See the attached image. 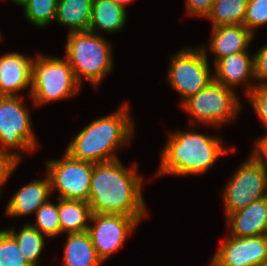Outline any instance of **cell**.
Listing matches in <instances>:
<instances>
[{"instance_id": "obj_1", "label": "cell", "mask_w": 267, "mask_h": 266, "mask_svg": "<svg viewBox=\"0 0 267 266\" xmlns=\"http://www.w3.org/2000/svg\"><path fill=\"white\" fill-rule=\"evenodd\" d=\"M136 165L129 169L119 159L94 164L88 200L92 213L123 214L142 221L148 212Z\"/></svg>"}, {"instance_id": "obj_2", "label": "cell", "mask_w": 267, "mask_h": 266, "mask_svg": "<svg viewBox=\"0 0 267 266\" xmlns=\"http://www.w3.org/2000/svg\"><path fill=\"white\" fill-rule=\"evenodd\" d=\"M121 107L85 126L64 152L73 159L93 164L119 159L115 151L129 144L134 131L127 103Z\"/></svg>"}, {"instance_id": "obj_3", "label": "cell", "mask_w": 267, "mask_h": 266, "mask_svg": "<svg viewBox=\"0 0 267 266\" xmlns=\"http://www.w3.org/2000/svg\"><path fill=\"white\" fill-rule=\"evenodd\" d=\"M222 139L192 131L170 133L161 152L158 176L204 174L228 149Z\"/></svg>"}, {"instance_id": "obj_4", "label": "cell", "mask_w": 267, "mask_h": 266, "mask_svg": "<svg viewBox=\"0 0 267 266\" xmlns=\"http://www.w3.org/2000/svg\"><path fill=\"white\" fill-rule=\"evenodd\" d=\"M111 46L108 40L98 33L68 32L65 57L80 85L82 79L86 78L97 87L111 72L113 66Z\"/></svg>"}, {"instance_id": "obj_5", "label": "cell", "mask_w": 267, "mask_h": 266, "mask_svg": "<svg viewBox=\"0 0 267 266\" xmlns=\"http://www.w3.org/2000/svg\"><path fill=\"white\" fill-rule=\"evenodd\" d=\"M80 86L66 58L41 54L33 58L29 98L35 106L67 99L77 94Z\"/></svg>"}, {"instance_id": "obj_6", "label": "cell", "mask_w": 267, "mask_h": 266, "mask_svg": "<svg viewBox=\"0 0 267 266\" xmlns=\"http://www.w3.org/2000/svg\"><path fill=\"white\" fill-rule=\"evenodd\" d=\"M238 100L234 90L213 80L181 103V107L191 116V125L205 123L219 127L237 118L241 108Z\"/></svg>"}, {"instance_id": "obj_7", "label": "cell", "mask_w": 267, "mask_h": 266, "mask_svg": "<svg viewBox=\"0 0 267 266\" xmlns=\"http://www.w3.org/2000/svg\"><path fill=\"white\" fill-rule=\"evenodd\" d=\"M29 113L19 96H0V151L10 155L18 164L22 160L18 150L37 148Z\"/></svg>"}, {"instance_id": "obj_8", "label": "cell", "mask_w": 267, "mask_h": 266, "mask_svg": "<svg viewBox=\"0 0 267 266\" xmlns=\"http://www.w3.org/2000/svg\"><path fill=\"white\" fill-rule=\"evenodd\" d=\"M227 183L222 193L225 217L267 197V167L253 152Z\"/></svg>"}, {"instance_id": "obj_9", "label": "cell", "mask_w": 267, "mask_h": 266, "mask_svg": "<svg viewBox=\"0 0 267 266\" xmlns=\"http://www.w3.org/2000/svg\"><path fill=\"white\" fill-rule=\"evenodd\" d=\"M206 52L205 45L195 49L184 48L170 60L167 80L183 98L182 103L214 80Z\"/></svg>"}, {"instance_id": "obj_10", "label": "cell", "mask_w": 267, "mask_h": 266, "mask_svg": "<svg viewBox=\"0 0 267 266\" xmlns=\"http://www.w3.org/2000/svg\"><path fill=\"white\" fill-rule=\"evenodd\" d=\"M46 164L51 193L58 191L57 198L88 202L93 163L73 159L64 152L60 160L51 159Z\"/></svg>"}, {"instance_id": "obj_11", "label": "cell", "mask_w": 267, "mask_h": 266, "mask_svg": "<svg viewBox=\"0 0 267 266\" xmlns=\"http://www.w3.org/2000/svg\"><path fill=\"white\" fill-rule=\"evenodd\" d=\"M90 222L87 232L103 262L122 247L140 223L133 216L111 213H92Z\"/></svg>"}, {"instance_id": "obj_12", "label": "cell", "mask_w": 267, "mask_h": 266, "mask_svg": "<svg viewBox=\"0 0 267 266\" xmlns=\"http://www.w3.org/2000/svg\"><path fill=\"white\" fill-rule=\"evenodd\" d=\"M216 250L211 266H263L267 262V235H229Z\"/></svg>"}, {"instance_id": "obj_13", "label": "cell", "mask_w": 267, "mask_h": 266, "mask_svg": "<svg viewBox=\"0 0 267 266\" xmlns=\"http://www.w3.org/2000/svg\"><path fill=\"white\" fill-rule=\"evenodd\" d=\"M247 52H238L219 59L214 64V80L232 90L240 83H244L248 95L256 84L248 83L255 80V68L254 55L251 57Z\"/></svg>"}, {"instance_id": "obj_14", "label": "cell", "mask_w": 267, "mask_h": 266, "mask_svg": "<svg viewBox=\"0 0 267 266\" xmlns=\"http://www.w3.org/2000/svg\"><path fill=\"white\" fill-rule=\"evenodd\" d=\"M32 60L17 52L0 57V96H18V91L29 89L30 97Z\"/></svg>"}, {"instance_id": "obj_15", "label": "cell", "mask_w": 267, "mask_h": 266, "mask_svg": "<svg viewBox=\"0 0 267 266\" xmlns=\"http://www.w3.org/2000/svg\"><path fill=\"white\" fill-rule=\"evenodd\" d=\"M226 219L232 236L267 235V197L253 201L246 208L229 214Z\"/></svg>"}, {"instance_id": "obj_16", "label": "cell", "mask_w": 267, "mask_h": 266, "mask_svg": "<svg viewBox=\"0 0 267 266\" xmlns=\"http://www.w3.org/2000/svg\"><path fill=\"white\" fill-rule=\"evenodd\" d=\"M45 179H37L23 185L17 190L6 206V215L10 217L25 216L35 213L48 200L51 183L48 174Z\"/></svg>"}, {"instance_id": "obj_17", "label": "cell", "mask_w": 267, "mask_h": 266, "mask_svg": "<svg viewBox=\"0 0 267 266\" xmlns=\"http://www.w3.org/2000/svg\"><path fill=\"white\" fill-rule=\"evenodd\" d=\"M212 28L208 50L214 53V64L223 57L247 51L254 37L244 24L221 25Z\"/></svg>"}, {"instance_id": "obj_18", "label": "cell", "mask_w": 267, "mask_h": 266, "mask_svg": "<svg viewBox=\"0 0 267 266\" xmlns=\"http://www.w3.org/2000/svg\"><path fill=\"white\" fill-rule=\"evenodd\" d=\"M126 8L122 7L114 0H92L90 32L97 33L103 30L114 33L121 30L127 21Z\"/></svg>"}, {"instance_id": "obj_19", "label": "cell", "mask_w": 267, "mask_h": 266, "mask_svg": "<svg viewBox=\"0 0 267 266\" xmlns=\"http://www.w3.org/2000/svg\"><path fill=\"white\" fill-rule=\"evenodd\" d=\"M102 263L87 231L68 233L62 266H101Z\"/></svg>"}, {"instance_id": "obj_20", "label": "cell", "mask_w": 267, "mask_h": 266, "mask_svg": "<svg viewBox=\"0 0 267 266\" xmlns=\"http://www.w3.org/2000/svg\"><path fill=\"white\" fill-rule=\"evenodd\" d=\"M92 0H58L54 21L69 27V32L88 31Z\"/></svg>"}, {"instance_id": "obj_21", "label": "cell", "mask_w": 267, "mask_h": 266, "mask_svg": "<svg viewBox=\"0 0 267 266\" xmlns=\"http://www.w3.org/2000/svg\"><path fill=\"white\" fill-rule=\"evenodd\" d=\"M61 233L87 231L92 211L88 202L57 198Z\"/></svg>"}, {"instance_id": "obj_22", "label": "cell", "mask_w": 267, "mask_h": 266, "mask_svg": "<svg viewBox=\"0 0 267 266\" xmlns=\"http://www.w3.org/2000/svg\"><path fill=\"white\" fill-rule=\"evenodd\" d=\"M17 242L23 257L31 266H39V258L44 249L45 237L35 227L27 223L16 232L14 228L6 230Z\"/></svg>"}, {"instance_id": "obj_23", "label": "cell", "mask_w": 267, "mask_h": 266, "mask_svg": "<svg viewBox=\"0 0 267 266\" xmlns=\"http://www.w3.org/2000/svg\"><path fill=\"white\" fill-rule=\"evenodd\" d=\"M248 0H214L207 19L212 27L243 24Z\"/></svg>"}, {"instance_id": "obj_24", "label": "cell", "mask_w": 267, "mask_h": 266, "mask_svg": "<svg viewBox=\"0 0 267 266\" xmlns=\"http://www.w3.org/2000/svg\"><path fill=\"white\" fill-rule=\"evenodd\" d=\"M58 0H25L24 7L27 20L38 28H44L55 20Z\"/></svg>"}, {"instance_id": "obj_25", "label": "cell", "mask_w": 267, "mask_h": 266, "mask_svg": "<svg viewBox=\"0 0 267 266\" xmlns=\"http://www.w3.org/2000/svg\"><path fill=\"white\" fill-rule=\"evenodd\" d=\"M35 214L36 223L31 225L42 235L50 239L51 237H57L61 234L58 204H54L48 200L35 212Z\"/></svg>"}, {"instance_id": "obj_26", "label": "cell", "mask_w": 267, "mask_h": 266, "mask_svg": "<svg viewBox=\"0 0 267 266\" xmlns=\"http://www.w3.org/2000/svg\"><path fill=\"white\" fill-rule=\"evenodd\" d=\"M0 266H31L6 229L0 230Z\"/></svg>"}, {"instance_id": "obj_27", "label": "cell", "mask_w": 267, "mask_h": 266, "mask_svg": "<svg viewBox=\"0 0 267 266\" xmlns=\"http://www.w3.org/2000/svg\"><path fill=\"white\" fill-rule=\"evenodd\" d=\"M243 24L254 35V30L267 24V0H248Z\"/></svg>"}, {"instance_id": "obj_28", "label": "cell", "mask_w": 267, "mask_h": 266, "mask_svg": "<svg viewBox=\"0 0 267 266\" xmlns=\"http://www.w3.org/2000/svg\"><path fill=\"white\" fill-rule=\"evenodd\" d=\"M247 96L253 111L267 128V86H256ZM263 137H267V133Z\"/></svg>"}, {"instance_id": "obj_29", "label": "cell", "mask_w": 267, "mask_h": 266, "mask_svg": "<svg viewBox=\"0 0 267 266\" xmlns=\"http://www.w3.org/2000/svg\"><path fill=\"white\" fill-rule=\"evenodd\" d=\"M254 68L256 86H267V44L254 54Z\"/></svg>"}, {"instance_id": "obj_30", "label": "cell", "mask_w": 267, "mask_h": 266, "mask_svg": "<svg viewBox=\"0 0 267 266\" xmlns=\"http://www.w3.org/2000/svg\"><path fill=\"white\" fill-rule=\"evenodd\" d=\"M214 0H186L187 16L206 18L210 13Z\"/></svg>"}, {"instance_id": "obj_31", "label": "cell", "mask_w": 267, "mask_h": 266, "mask_svg": "<svg viewBox=\"0 0 267 266\" xmlns=\"http://www.w3.org/2000/svg\"><path fill=\"white\" fill-rule=\"evenodd\" d=\"M18 167V163L11 158L7 153L0 151V190L2 191V185L5 184L10 178L9 176Z\"/></svg>"}, {"instance_id": "obj_32", "label": "cell", "mask_w": 267, "mask_h": 266, "mask_svg": "<svg viewBox=\"0 0 267 266\" xmlns=\"http://www.w3.org/2000/svg\"><path fill=\"white\" fill-rule=\"evenodd\" d=\"M255 147L256 148L252 152H254L260 159H262L263 163L267 167V137L261 136V138L256 141Z\"/></svg>"}, {"instance_id": "obj_33", "label": "cell", "mask_w": 267, "mask_h": 266, "mask_svg": "<svg viewBox=\"0 0 267 266\" xmlns=\"http://www.w3.org/2000/svg\"><path fill=\"white\" fill-rule=\"evenodd\" d=\"M114 1L125 8L126 4L132 3L134 0H114Z\"/></svg>"}, {"instance_id": "obj_34", "label": "cell", "mask_w": 267, "mask_h": 266, "mask_svg": "<svg viewBox=\"0 0 267 266\" xmlns=\"http://www.w3.org/2000/svg\"><path fill=\"white\" fill-rule=\"evenodd\" d=\"M13 3H16L17 5H21L25 0H10Z\"/></svg>"}]
</instances>
